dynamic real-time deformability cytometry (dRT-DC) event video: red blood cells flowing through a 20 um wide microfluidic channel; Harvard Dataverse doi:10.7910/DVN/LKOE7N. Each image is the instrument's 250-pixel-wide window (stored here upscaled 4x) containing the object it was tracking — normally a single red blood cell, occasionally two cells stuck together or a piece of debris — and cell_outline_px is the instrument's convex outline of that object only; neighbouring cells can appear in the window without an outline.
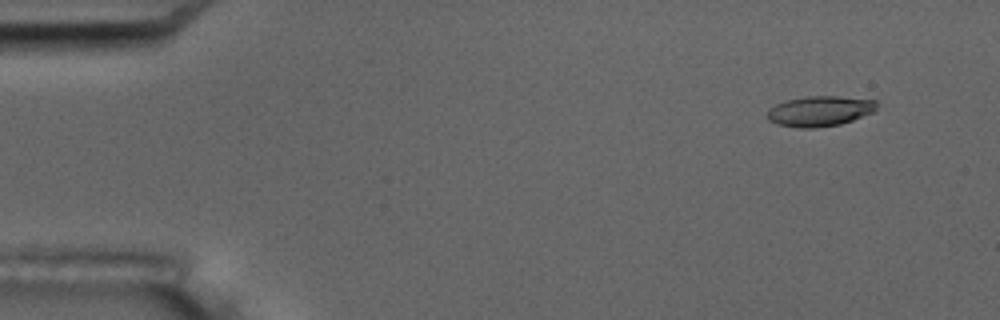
{"species": "common noctule bat (a hibernating species)", "species_latin": "Nyctalus noctula", "temperature_condition": "room temperature", "stored_images_in_passage": 7, "camera_frame_rate_fps": 3000, "um_per_image_px": 0.085, "animal": {"sex": "male", "body_mass_g": 17.5, "forearm_length_mm": 52.3}, "frame": {"image": 1, "passage_image": 2, "time_ms": 1.333, "image_size_px": [1000, 320], "cell_outline_px": [[876, 112], [840, 124], [816, 128], [796, 128], [776, 124], [768, 120], [768, 108], [776, 104], [788, 100], [808, 96], [836, 96], [876, 100]], "centroid_in_image_um": [69.68, 9.45], "position_along_channel_um": 15.3, "area_um2": 19.42}}